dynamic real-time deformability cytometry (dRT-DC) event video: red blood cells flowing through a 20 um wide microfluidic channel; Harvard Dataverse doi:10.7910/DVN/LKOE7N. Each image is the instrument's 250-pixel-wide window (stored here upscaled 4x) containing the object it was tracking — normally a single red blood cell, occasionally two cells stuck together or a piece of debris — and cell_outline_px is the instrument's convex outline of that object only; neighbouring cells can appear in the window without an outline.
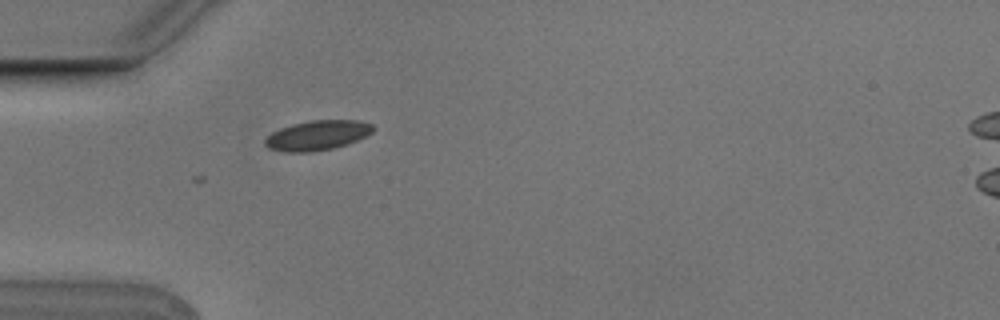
{"species": "Egyptian fruit bat (a non-hibernating species)", "species_latin": "Rousettus aegyptiacus", "temperature_condition": "cold", "stored_images_in_passage": 1, "camera_frame_rate_fps": 3000, "um_per_image_px": 0.085, "animal": {"sex": "male"}, "frame": {"image": 1, "passage_image": 1, "time_ms": 0.0, "image_size_px": [1000, 320], "cell_outline_px": [[376, 128], [372, 132], [356, 140], [332, 148], [312, 152], [284, 152], [268, 148], [264, 144], [264, 140], [272, 132], [280, 128], [292, 124], [312, 120], [356, 120], [372, 124]], "centroid_in_image_um": [26.94, 11.5], "position_along_channel_um": 58.1, "area_um2": 18.61}}